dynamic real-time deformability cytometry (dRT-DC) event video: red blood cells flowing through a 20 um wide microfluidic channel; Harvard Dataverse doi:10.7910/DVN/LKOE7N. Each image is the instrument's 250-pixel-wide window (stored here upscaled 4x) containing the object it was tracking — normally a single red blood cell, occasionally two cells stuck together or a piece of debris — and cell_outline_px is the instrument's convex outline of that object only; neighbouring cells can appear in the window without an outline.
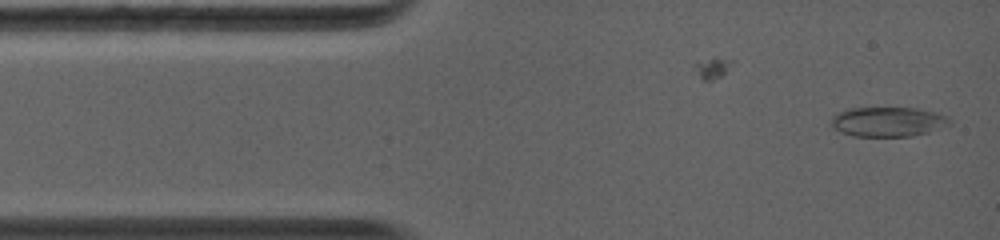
{"species": "common noctule bat (a hibernating species)", "species_latin": "Nyctalus noctula", "temperature_condition": "warm", "stored_images_in_passage": 4, "camera_frame_rate_fps": 5000, "um_per_image_px": 0.085, "animal": {"sex": "female", "body_mass_g": 19.0, "forearm_length_mm": 56.7}, "frame": {"image": 1, "passage_image": 4, "time_ms": 1.2, "image_size_px": [1000, 240], "cell_outline_px": [[952, 124], [928, 132], [908, 136], [852, 136], [840, 132], [832, 128], [832, 116], [836, 112], [848, 108], [916, 108], [936, 112], [948, 116], [952, 120]], "centroid_in_image_um": [75.47, 10.34], "position_along_channel_um": 9.5, "area_um2": 20.63}}